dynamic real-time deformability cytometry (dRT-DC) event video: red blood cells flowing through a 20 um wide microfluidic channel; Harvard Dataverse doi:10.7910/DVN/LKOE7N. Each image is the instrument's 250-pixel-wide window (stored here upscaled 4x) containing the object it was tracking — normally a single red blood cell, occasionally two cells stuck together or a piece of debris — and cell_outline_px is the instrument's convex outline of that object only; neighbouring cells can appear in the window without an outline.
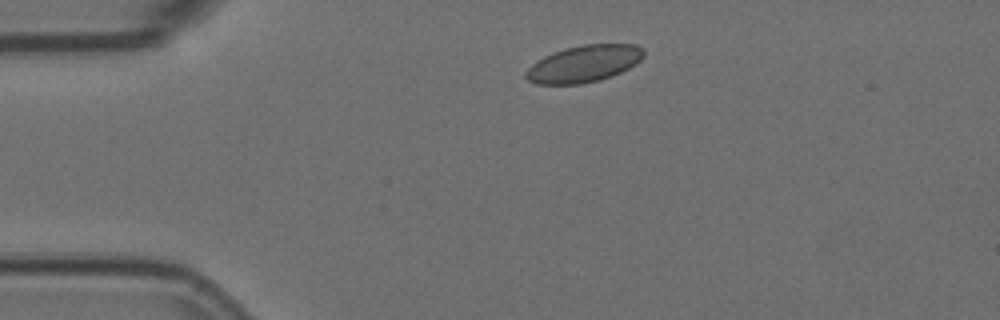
{"species": "Egyptian fruit bat (a non-hibernating species)", "species_latin": "Rousettus aegyptiacus", "temperature_condition": "room temperature", "stored_images_in_passage": 46, "camera_frame_rate_fps": 3000, "um_per_image_px": 0.085, "animal": {"sex": "female"}, "frame": {"image": 1, "passage_image": 1, "time_ms": 0.0, "image_size_px": [1000, 320], "cell_outline_px": [[644, 56], [636, 64], [612, 76], [580, 84], [536, 84], [528, 80], [524, 76], [524, 72], [536, 60], [552, 52], [564, 48], [584, 44], [636, 44], [644, 48]], "centroid_in_image_um": [49.62, 5.4], "position_along_channel_um": 35.4, "area_um2": 25.43}}
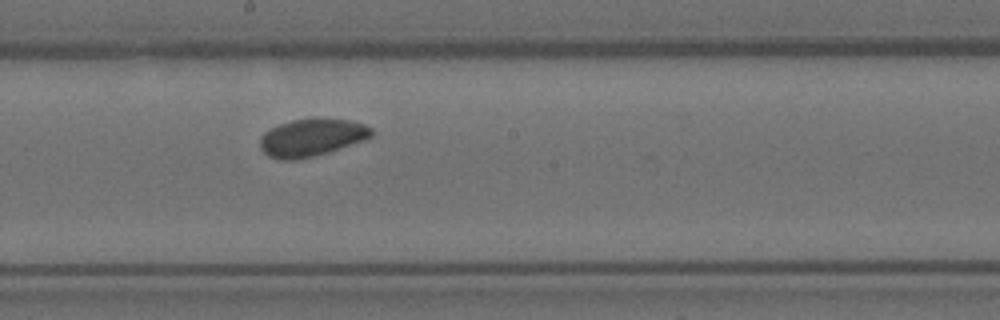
{"frame": {"image": 2, "passage_image": 20, "time_ms": 6.333, "image_size_px": [1000, 320], "cell_outline_px": [[372, 136], [364, 140], [328, 152], [312, 156], [292, 160], [280, 160], [268, 156], [260, 148], [260, 140], [264, 132], [280, 124], [292, 120], [316, 116], [320, 116], [352, 120], [364, 124], [372, 128]], "centroid_in_image_um": [26.51, 11.65], "position_along_channel_um": 221.7, "area_um2": 24.68}}
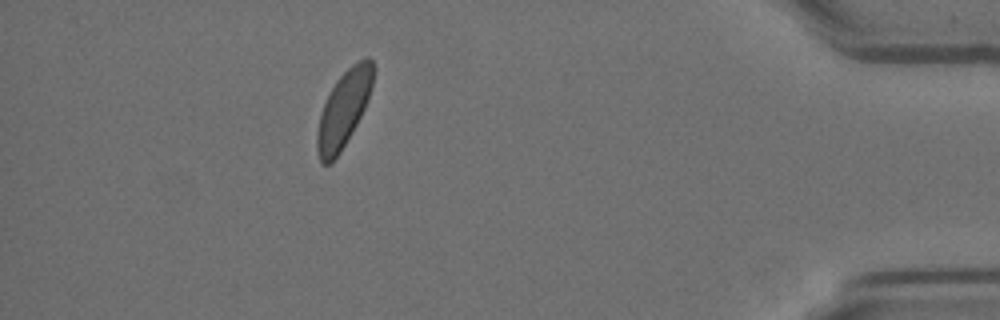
{"frame": {"image": 3, "passage_image": 40, "time_ms": 13.0, "image_size_px": [1000, 320], "cell_outline_px": [[376, 68], [372, 84], [364, 108], [352, 132], [340, 152], [332, 164], [320, 164], [316, 148], [316, 136], [320, 116], [324, 104], [336, 80], [352, 64], [364, 56], [368, 56], [372, 60]], "centroid_in_image_um": [29.21, 9.26], "position_along_channel_um": 406.0, "area_um2": 24.85}, "authors_computed_cell_mechanics": {"area_um2": 24.6806, "velocity_mm_per_s": 3.5365, "shape_relaxation_time_tau1_ms": 3.3228, "shape_relaxation_time_tau2_ms": null, "deformation_change_tau1": 0.0519, "deformation_change_tau2": null}}